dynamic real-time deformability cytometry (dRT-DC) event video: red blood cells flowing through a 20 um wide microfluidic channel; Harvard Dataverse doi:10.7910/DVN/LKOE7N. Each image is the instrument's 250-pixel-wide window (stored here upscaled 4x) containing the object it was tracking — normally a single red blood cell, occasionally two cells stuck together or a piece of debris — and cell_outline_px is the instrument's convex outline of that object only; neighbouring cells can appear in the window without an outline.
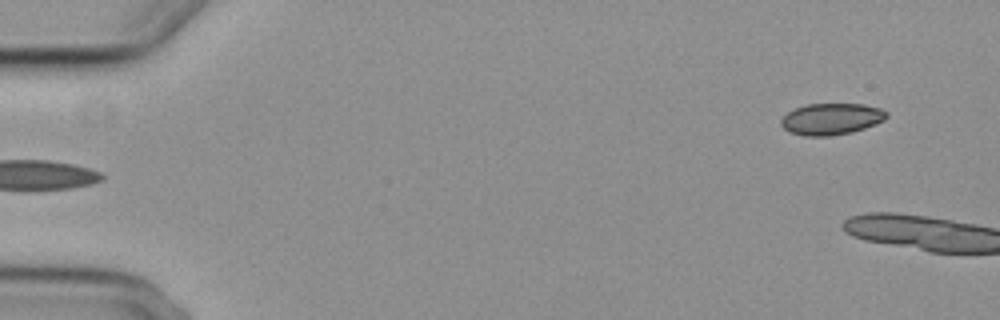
{"species": "common noctule bat (a hibernating species)", "species_latin": "Nyctalus noctula", "temperature_condition": "cold", "stored_images_in_passage": 4, "segment_of_instrument_passage": [2, 2], "camera_frame_rate_fps": 3000, "um_per_image_px": 0.085, "animal": {"sex": "female", "body_mass_g": 29.2, "forearm_length_mm": 56.3}, "frame": {"image": 1, "passage_image": 4, "time_ms": 3.667, "image_size_px": [1000, 320], "cell_outline_px": [[888, 116], [884, 120], [876, 124], [852, 132], [828, 136], [804, 136], [792, 132], [784, 128], [780, 124], [780, 120], [788, 112], [796, 108], [808, 104], [864, 104], [880, 108], [888, 112]], "centroid_in_image_um": [70.69, 10.11], "position_along_channel_um": 14.3, "area_um2": 19.31}}